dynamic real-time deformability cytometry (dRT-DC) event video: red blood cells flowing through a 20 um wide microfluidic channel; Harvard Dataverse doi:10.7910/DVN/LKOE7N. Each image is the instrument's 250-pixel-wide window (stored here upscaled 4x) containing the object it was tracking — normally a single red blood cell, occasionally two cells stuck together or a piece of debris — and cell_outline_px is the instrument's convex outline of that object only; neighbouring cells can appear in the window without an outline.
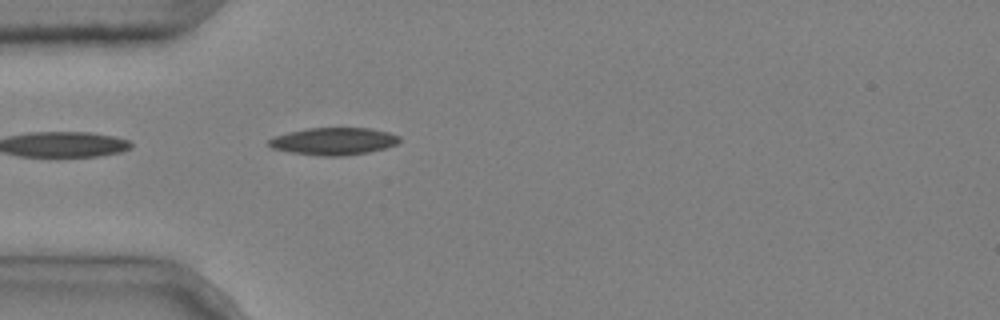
{"species": "common noctule bat (a hibernating species)", "species_latin": "Nyctalus noctula", "temperature_condition": "cold", "stored_images_in_passage": 4, "camera_frame_rate_fps": 3000, "um_per_image_px": 0.085, "animal": {"sex": "male", "body_mass_g": 20.4}, "frame": {"image": 1, "passage_image": 4, "time_ms": 1.0, "image_size_px": [1000, 320], "cell_outline_px": [[400, 140], [396, 144], [384, 148], [368, 152], [344, 156], [320, 156], [292, 152], [272, 148], [268, 144], [268, 140], [276, 136], [308, 128], [368, 128], [388, 132], [400, 136]], "centroid_in_image_um": [28.38, 12.01], "position_along_channel_um": 56.6, "area_um2": 20.52}}